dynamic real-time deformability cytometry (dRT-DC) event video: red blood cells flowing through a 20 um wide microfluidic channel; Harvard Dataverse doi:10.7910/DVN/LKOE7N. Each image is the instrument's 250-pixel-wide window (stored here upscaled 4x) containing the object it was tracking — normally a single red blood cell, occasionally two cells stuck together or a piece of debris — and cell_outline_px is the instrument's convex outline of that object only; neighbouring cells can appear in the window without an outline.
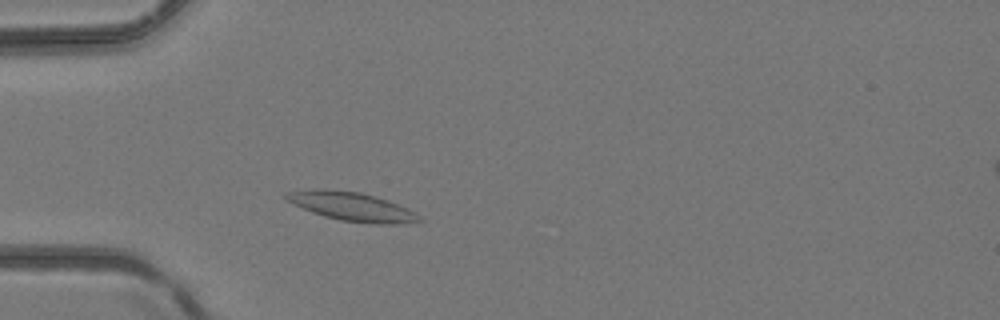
{"species": "common noctule bat (a hibernating species)", "species_latin": "Nyctalus noctula", "temperature_condition": "room temperature", "stored_images_in_passage": 30, "camera_frame_rate_fps": 3000, "um_per_image_px": 0.085, "animal": {"sex": "female", "body_mass_g": 24.6, "forearm_length_mm": 56.2}, "frame": {"image": 1, "passage_image": 4, "time_ms": 1.0, "image_size_px": [1000, 320], "cell_outline_px": [[424, 220], [400, 224], [376, 224], [340, 220], [324, 216], [312, 212], [280, 196], [284, 192], [312, 188], [324, 188], [360, 192], [376, 196], [388, 200], [416, 212]], "centroid_in_image_um": [29.89, 17.54], "position_along_channel_um": 55.1, "area_um2": 22.48}}
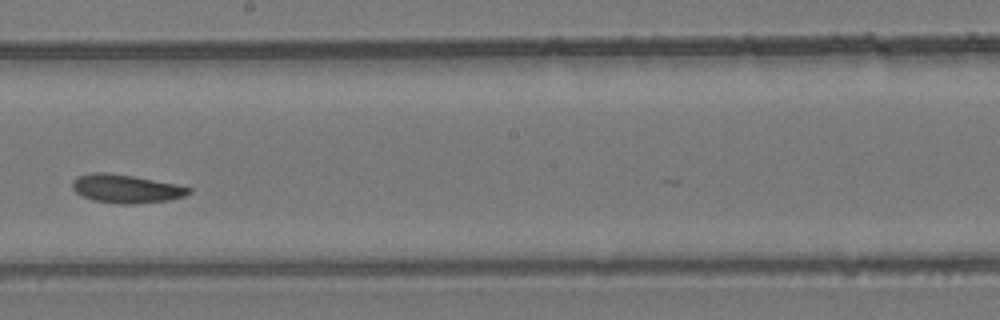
{"frame": {"image": 2, "passage_image": 16, "time_ms": 5.0, "image_size_px": [1000, 320], "cell_outline_px": [[192, 192], [184, 196], [168, 200], [132, 204], [120, 204], [92, 200], [80, 196], [72, 188], [72, 180], [76, 176], [92, 172], [108, 172], [132, 176], [176, 184], [192, 188]], "centroid_in_image_um": [10.67, 16.03], "position_along_channel_um": 237.5, "area_um2": 19.42}}
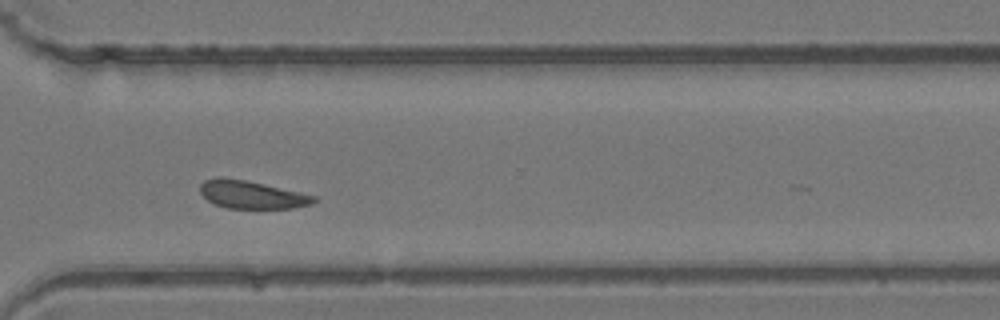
{"frame": {"image": 3, "passage_image": 23, "time_ms": 7.333, "image_size_px": [1000, 320], "cell_outline_px": [[316, 200], [312, 204], [292, 208], [228, 208], [216, 204], [208, 200], [200, 192], [200, 184], [204, 180], [216, 176], [224, 176], [244, 180], [316, 196]], "centroid_in_image_um": [21.34, 16.53], "position_along_channel_um": 349.3, "area_um2": 18.26}}